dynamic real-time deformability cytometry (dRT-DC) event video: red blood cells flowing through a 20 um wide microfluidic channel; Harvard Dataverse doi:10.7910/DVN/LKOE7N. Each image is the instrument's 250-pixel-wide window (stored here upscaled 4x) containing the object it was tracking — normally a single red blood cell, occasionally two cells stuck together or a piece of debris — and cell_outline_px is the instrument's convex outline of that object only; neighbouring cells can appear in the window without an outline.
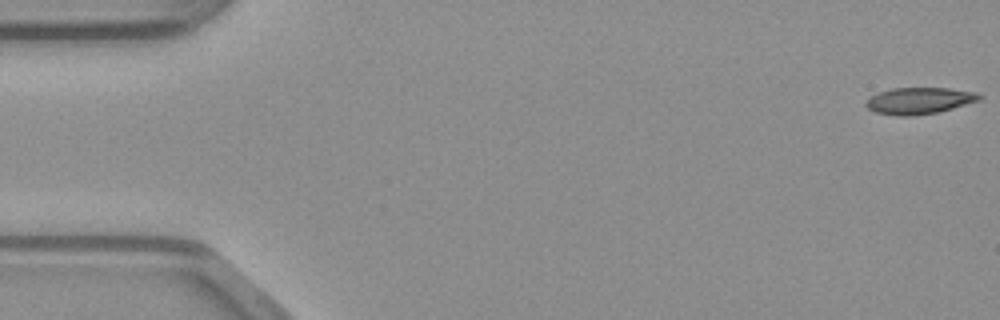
{"species": "common noctule bat (a hibernating species)", "species_latin": "Nyctalus noctula", "temperature_condition": "warm", "stored_images_in_passage": 49, "camera_frame_rate_fps": 3000, "um_per_image_px": 0.085, "animal": {"sex": "male", "body_mass_g": 23.1, "forearm_length_mm": 52.7}, "frame": {"image": 1, "passage_image": 1, "time_ms": 0.0, "image_size_px": [1000, 320], "cell_outline_px": [[984, 96], [980, 100], [952, 108], [936, 112], [908, 116], [900, 116], [876, 112], [868, 108], [864, 104], [872, 96], [880, 92], [892, 88], [948, 88], [976, 92]], "centroid_in_image_um": [78.16, 8.55], "position_along_channel_um": 6.8, "area_um2": 17.28}}
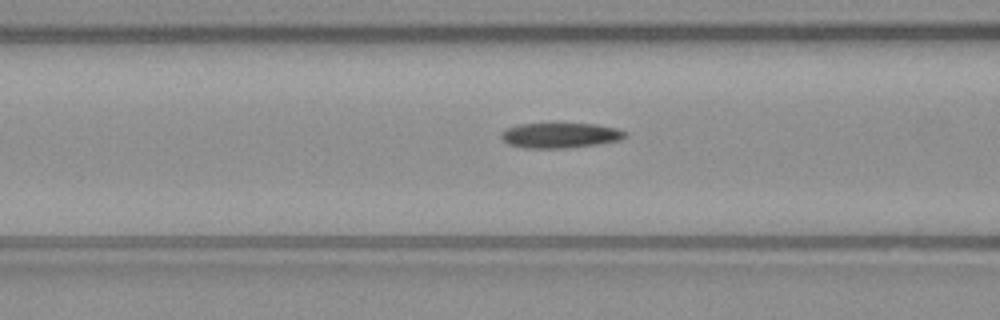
{"frame": {"image": 2, "passage_image": 19, "time_ms": 6.0, "image_size_px": [1000, 320], "cell_outline_px": [[628, 136], [620, 140], [596, 144], [564, 148], [524, 148], [508, 144], [500, 136], [500, 132], [516, 124], [596, 124], [616, 128], [628, 132]], "centroid_in_image_um": [47.62, 11.5], "position_along_channel_um": 119.0, "area_um2": 18.15}}
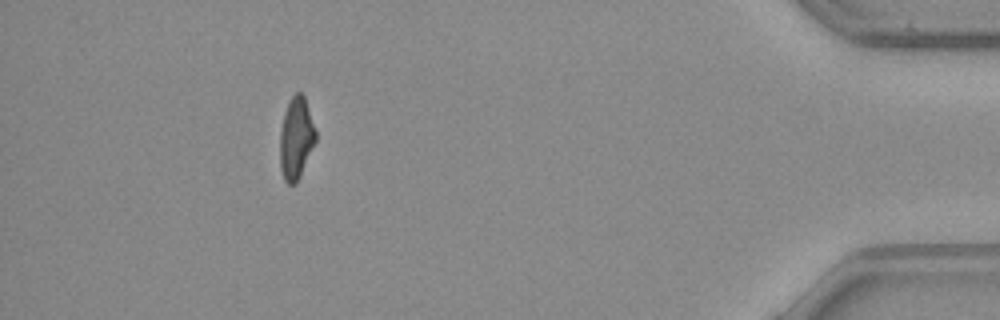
{"frame": {"image": 3, "passage_image": 44, "time_ms": 14.333, "image_size_px": [1000, 320], "cell_outline_px": [[316, 140], [300, 176], [296, 184], [288, 184], [284, 180], [280, 168], [280, 132], [284, 112], [288, 100], [296, 92], [300, 92], [304, 96], [316, 128]], "centroid_in_image_um": [25.16, 11.74], "position_along_channel_um": 410.0, "area_um2": 17.17}}